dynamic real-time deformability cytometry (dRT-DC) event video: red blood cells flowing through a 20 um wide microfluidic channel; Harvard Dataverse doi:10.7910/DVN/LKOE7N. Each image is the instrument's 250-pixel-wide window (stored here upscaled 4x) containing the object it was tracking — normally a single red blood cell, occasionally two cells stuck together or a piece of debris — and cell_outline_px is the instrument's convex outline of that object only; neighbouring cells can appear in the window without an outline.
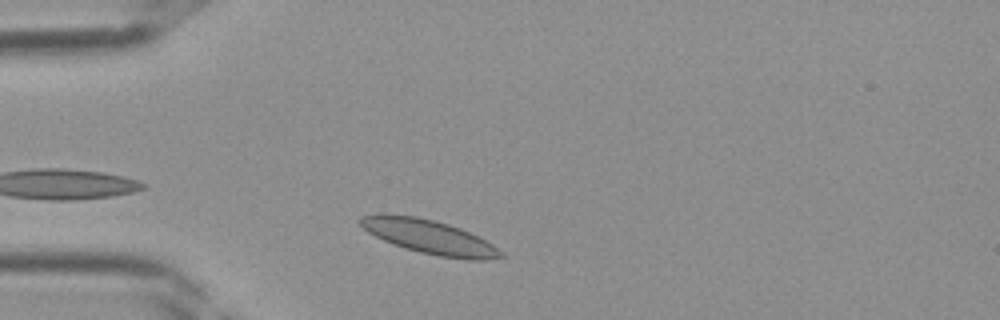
{"species": "Egyptian fruit bat (a non-hibernating species)", "species_latin": "Rousettus aegyptiacus", "temperature_condition": "room temperature", "stored_images_in_passage": 27, "camera_frame_rate_fps": 3000, "um_per_image_px": 0.085, "frame": {"image": 1, "passage_image": 2, "time_ms": 0.333, "image_size_px": [1000, 320], "cell_outline_px": [[504, 256], [484, 260], [468, 260], [440, 256], [420, 252], [404, 248], [384, 240], [368, 232], [360, 224], [360, 216], [416, 216], [448, 224], [460, 228], [492, 244], [504, 252]], "centroid_in_image_um": [36.57, 20.17], "position_along_channel_um": 48.4, "area_um2": 26.93}}
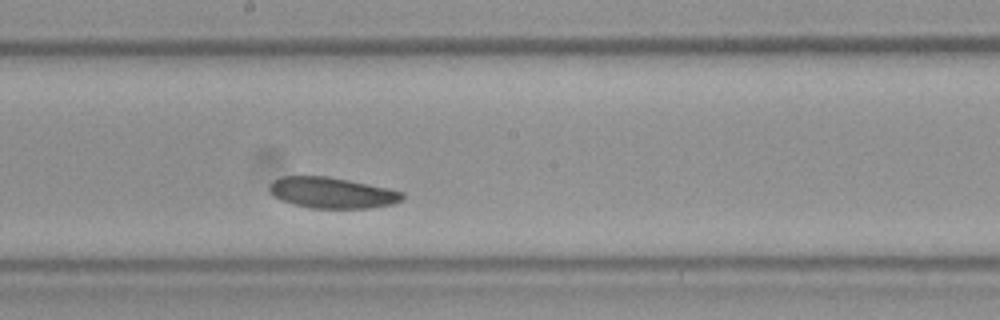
{"frame": {"image": 2, "passage_image": 13, "time_ms": 4.0, "image_size_px": [1000, 320], "cell_outline_px": [[404, 196], [400, 200], [392, 204], [368, 208], [308, 208], [292, 204], [280, 200], [268, 188], [276, 180], [284, 176], [328, 176], [388, 188], [404, 192]], "centroid_in_image_um": [28.24, 16.39], "position_along_channel_um": 220.0, "area_um2": 23.7}}
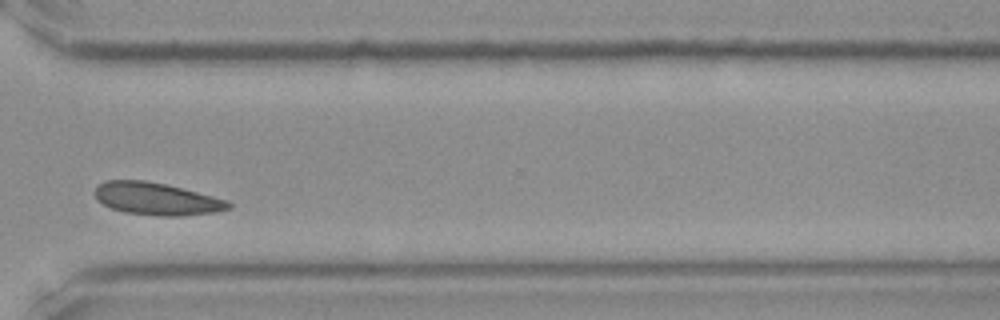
{"frame": {"image": 3, "passage_image": 21, "time_ms": 6.667, "image_size_px": [1000, 320], "cell_outline_px": [[232, 208], [216, 212], [180, 216], [160, 216], [124, 212], [112, 208], [96, 200], [96, 188], [104, 180], [144, 180], [164, 184], [228, 200], [232, 204]], "centroid_in_image_um": [13.32, 16.91], "position_along_channel_um": 357.3, "area_um2": 25.03}}